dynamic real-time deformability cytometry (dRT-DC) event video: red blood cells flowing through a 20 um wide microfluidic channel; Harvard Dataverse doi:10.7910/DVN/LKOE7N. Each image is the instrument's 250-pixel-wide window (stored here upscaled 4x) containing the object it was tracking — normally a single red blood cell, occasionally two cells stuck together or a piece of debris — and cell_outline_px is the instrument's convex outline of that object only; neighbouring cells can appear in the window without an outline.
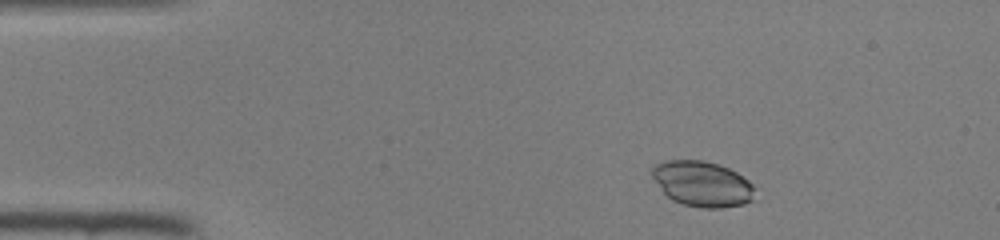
{"species": "common noctule bat (a hibernating species)", "species_latin": "Nyctalus noctula", "temperature_condition": "room temperature", "stored_images_in_passage": 40, "camera_frame_rate_fps": 3000, "um_per_image_px": 0.085, "animal": {"sex": "female", "body_mass_g": 22.0, "forearm_length_mm": 56.7}, "frame": {"image": 1, "passage_image": 1, "time_ms": 0.0, "image_size_px": [1000, 240], "cell_outline_px": [[752, 200], [744, 204], [720, 208], [700, 208], [684, 204], [672, 200], [664, 192], [652, 176], [652, 168], [656, 164], [664, 160], [704, 160], [720, 164], [736, 172], [748, 180], [752, 184]], "centroid_in_image_um": [59.68, 15.62], "position_along_channel_um": 25.3, "area_um2": 26.99}}
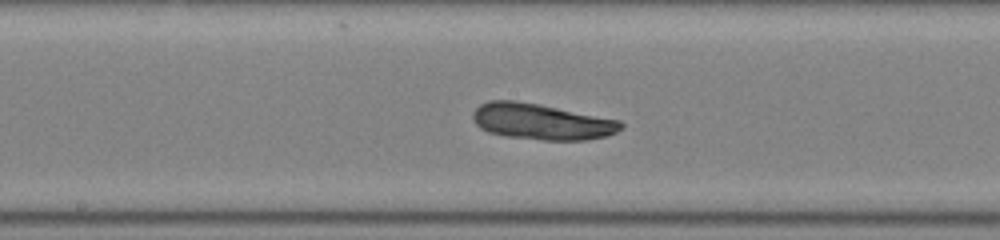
{"frame": {"image": 2, "passage_image": 18, "time_ms": 5.667, "image_size_px": [1000, 240], "cell_outline_px": [[624, 128], [608, 136], [588, 140], [544, 140], [504, 136], [488, 132], [480, 128], [476, 124], [472, 116], [472, 112], [480, 104], [488, 100], [516, 100], [540, 104], [620, 120], [624, 124]], "centroid_in_image_um": [46.04, 10.34], "position_along_channel_um": 202.2, "area_um2": 31.39}}
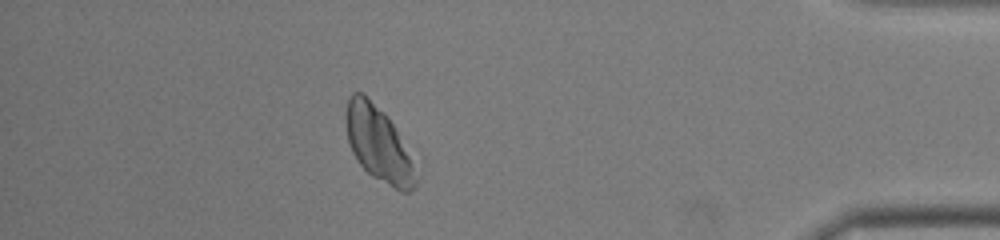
{"frame": {"image": 3, "passage_image": 35, "time_ms": 11.333, "image_size_px": [1000, 240], "cell_outline_px": [[416, 188], [408, 192], [400, 192], [372, 176], [356, 160], [352, 152], [348, 140], [344, 120], [344, 112], [348, 96], [352, 92], [364, 92], [388, 116], [412, 156], [416, 180]], "centroid_in_image_um": [32.14, 12.2], "position_along_channel_um": 403.1, "area_um2": 31.04}}